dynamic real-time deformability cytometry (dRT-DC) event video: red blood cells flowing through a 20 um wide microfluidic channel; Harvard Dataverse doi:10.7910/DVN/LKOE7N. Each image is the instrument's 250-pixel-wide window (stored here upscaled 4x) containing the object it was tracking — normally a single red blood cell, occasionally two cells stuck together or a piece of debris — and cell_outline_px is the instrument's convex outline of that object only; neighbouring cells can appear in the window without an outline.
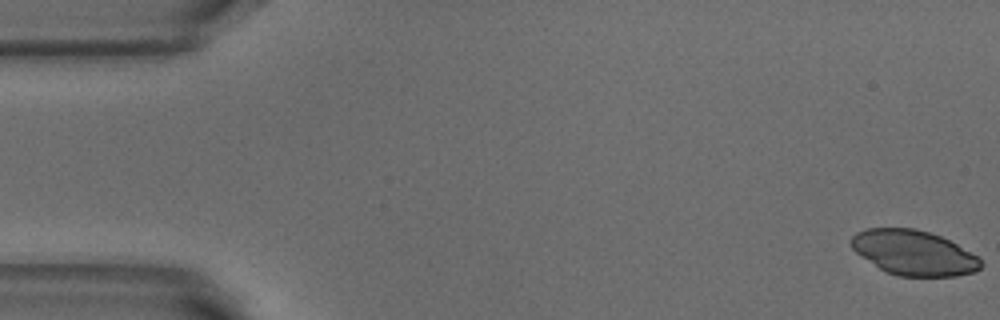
{"species": "common noctule bat (a hibernating species)", "species_latin": "Nyctalus noctula", "temperature_condition": "warm", "stored_images_in_passage": 52, "camera_frame_rate_fps": 3000, "um_per_image_px": 0.085, "animal": {"sex": "male", "body_mass_g": 18.8}, "frame": {"image": 1, "passage_image": 1, "time_ms": 0.0, "image_size_px": [1000, 320], "cell_outline_px": [[984, 264], [976, 272], [956, 276], [896, 276], [884, 272], [856, 252], [852, 248], [852, 236], [856, 232], [864, 228], [916, 228], [940, 236], [980, 256]], "centroid_in_image_um": [77.7, 21.49], "position_along_channel_um": 7.3, "area_um2": 34.16}}